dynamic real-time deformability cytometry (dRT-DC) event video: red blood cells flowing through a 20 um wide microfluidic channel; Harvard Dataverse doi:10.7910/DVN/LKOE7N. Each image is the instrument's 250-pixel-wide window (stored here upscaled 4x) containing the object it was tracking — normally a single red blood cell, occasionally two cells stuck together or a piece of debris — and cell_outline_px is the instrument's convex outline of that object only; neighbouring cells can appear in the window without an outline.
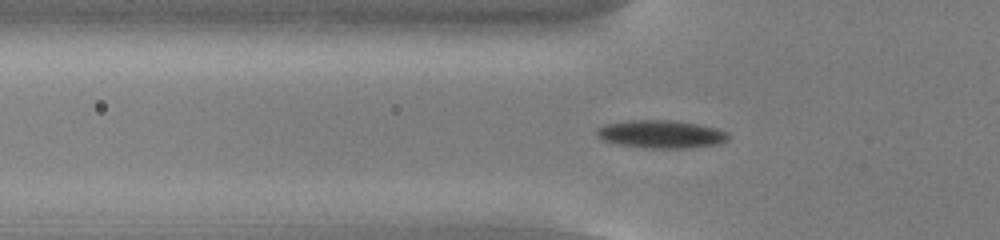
{"species": "common noctule bat (a hibernating species)", "species_latin": "Nyctalus noctula", "temperature_condition": "cold", "stored_images_in_passage": 46, "camera_frame_rate_fps": 3000, "um_per_image_px": 0.085, "animal": {"sex": "male", "body_mass_g": 13.0, "forearm_length_mm": 53.1}, "frame": {"image": 1, "passage_image": 11, "time_ms": 3.333, "image_size_px": [1000, 240], "cell_outline_px": [[732, 136], [728, 140], [720, 144], [692, 148], [644, 148], [620, 144], [604, 140], [596, 136], [596, 128], [608, 124], [628, 120], [672, 120], [696, 124], [716, 128], [728, 132]], "centroid_in_image_um": [56.25, 11.41], "position_along_channel_um": 69.6, "area_um2": 21.56}}
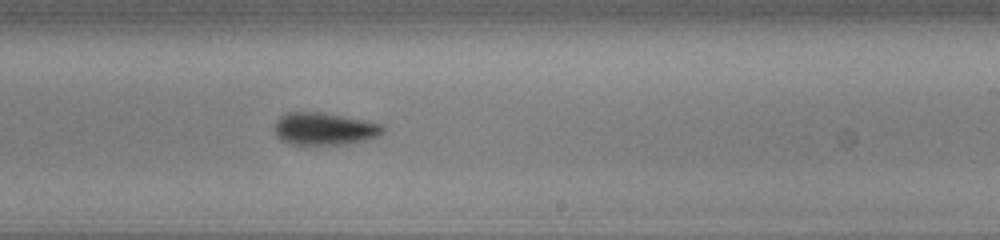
{"frame": {"image": 2, "passage_image": 26, "time_ms": 8.333, "image_size_px": [1000, 240], "cell_outline_px": [[384, 132], [380, 136], [368, 140], [348, 144], [292, 144], [280, 140], [276, 136], [276, 120], [280, 116], [288, 112], [320, 112], [384, 124]], "centroid_in_image_um": [27.61, 10.96], "position_along_channel_um": 261.4, "area_um2": 20.46}}
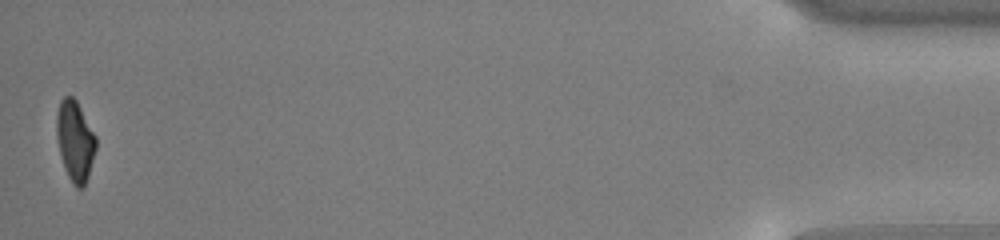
{"frame": {"image": 3, "passage_image": 46, "time_ms": 15.0, "image_size_px": [1000, 240], "cell_outline_px": [[96, 148], [88, 176], [84, 184], [80, 188], [76, 188], [72, 184], [64, 168], [56, 136], [56, 112], [60, 100], [64, 96], [72, 96], [76, 100], [96, 136]], "centroid_in_image_um": [6.36, 11.95], "position_along_channel_um": 428.8, "area_um2": 18.38}, "authors_computed_cell_mechanics": {"area_um2": 20.0277, "velocity_mm_per_s": 3.861, "shape_relaxation_time_tau1_ms": 4.0778, "shape_relaxation_time_tau2_ms": 7.3968, "deformation_change_tau1": 0.1343, "deformation_change_tau2": 0.1277}}